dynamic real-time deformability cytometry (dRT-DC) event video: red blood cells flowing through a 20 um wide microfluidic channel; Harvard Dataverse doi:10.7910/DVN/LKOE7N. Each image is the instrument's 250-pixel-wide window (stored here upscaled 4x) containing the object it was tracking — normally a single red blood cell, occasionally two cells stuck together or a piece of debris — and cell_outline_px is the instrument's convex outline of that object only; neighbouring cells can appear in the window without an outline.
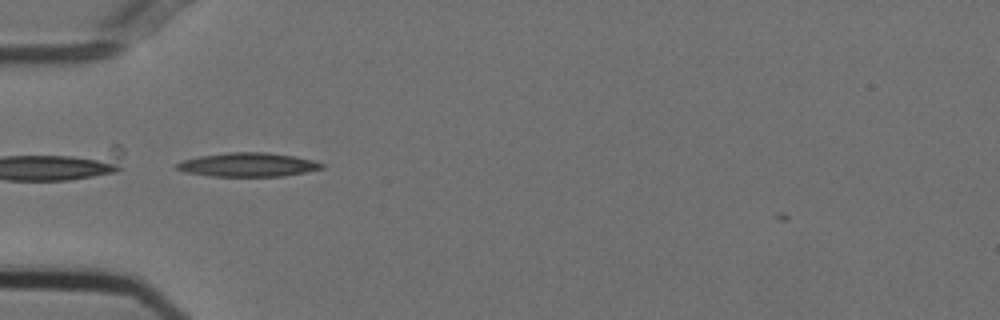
{"species": "Egyptian fruit bat (a non-hibernating species)", "species_latin": "Rousettus aegyptiacus", "temperature_condition": "cold", "stored_images_in_passage": 39, "camera_frame_rate_fps": 3000, "um_per_image_px": 0.085, "animal": {"sex": "female"}, "frame": {"image": 1, "passage_image": 1, "time_ms": 0.0, "image_size_px": [1000, 320], "cell_outline_px": [[324, 168], [284, 176], [212, 176], [184, 172], [176, 168], [176, 164], [184, 160], [200, 156], [228, 152], [264, 152], [292, 156], [312, 160], [324, 164]], "centroid_in_image_um": [21.06, 14.0], "position_along_channel_um": 63.9, "area_um2": 19.94}}
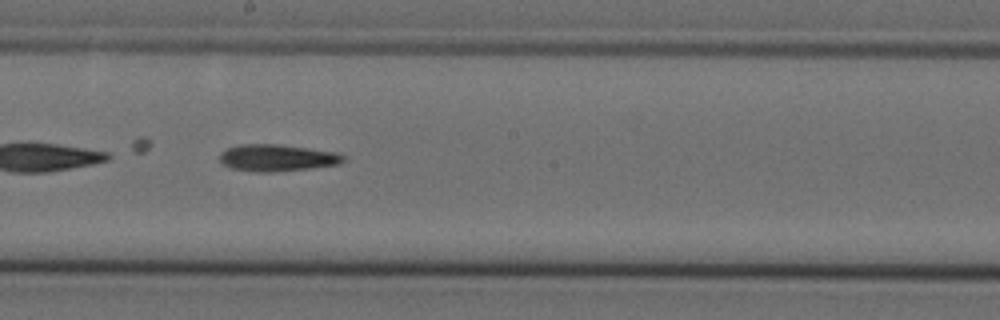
{"frame": {"image": 2, "passage_image": 14, "time_ms": 4.333, "image_size_px": [1000, 320], "cell_outline_px": [[344, 160], [340, 164], [308, 168], [272, 172], [256, 172], [232, 168], [224, 164], [220, 160], [220, 152], [228, 148], [240, 144], [276, 144], [340, 152], [344, 156]], "centroid_in_image_um": [23.57, 13.41], "position_along_channel_um": 224.6, "area_um2": 19.25}}
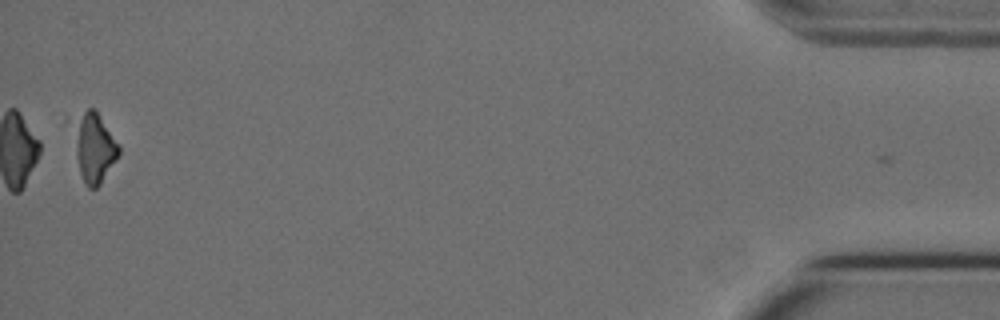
{"frame": {"image": 3, "passage_image": 37, "time_ms": 12.0, "image_size_px": [1000, 320], "cell_outline_px": [[120, 152], [116, 160], [100, 184], [96, 188], [88, 188], [84, 184], [80, 172], [76, 152], [76, 148], [80, 124], [84, 112], [88, 108], [96, 108], [120, 144]], "centroid_in_image_um": [8.12, 12.62], "position_along_channel_um": 427.1, "area_um2": 17.22}, "authors_computed_cell_mechanics": {"area_um2": 18.6116, "velocity_mm_per_s": 3.7408, "shape_relaxation_time_tau1_ms": 6.7497, "shape_relaxation_time_tau2_ms": null, "deformation_change_tau1": 0.1931, "deformation_change_tau2": null}}